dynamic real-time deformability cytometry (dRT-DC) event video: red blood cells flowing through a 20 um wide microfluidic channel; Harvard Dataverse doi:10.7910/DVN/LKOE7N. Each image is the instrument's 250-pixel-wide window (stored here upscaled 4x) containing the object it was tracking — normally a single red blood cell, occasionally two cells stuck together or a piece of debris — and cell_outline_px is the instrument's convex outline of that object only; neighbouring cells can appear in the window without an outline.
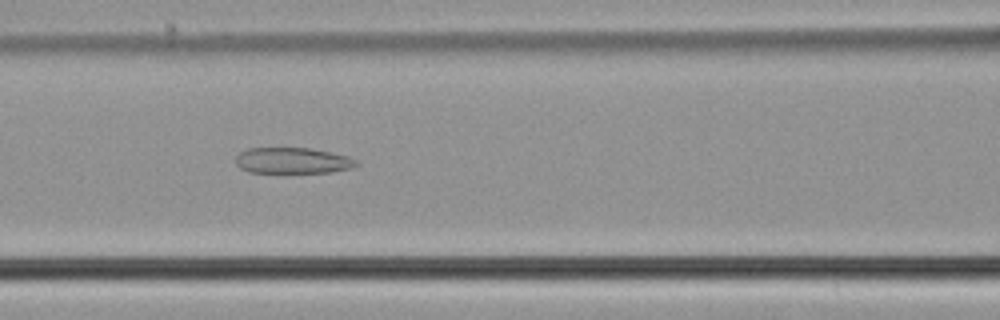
{"species": "common noctule bat (a hibernating species)", "species_latin": "Nyctalus noctula", "temperature_condition": "cold", "stored_images_in_passage": 52, "camera_frame_rate_fps": 3000, "um_per_image_px": 0.085, "animal": {"sex": "male", "body_mass_g": 21.5, "forearm_length_mm": 52.0}, "frame": {"image": 1, "passage_image": 23, "time_ms": 7.333, "image_size_px": [1000, 320], "cell_outline_px": [[360, 164], [352, 168], [332, 172], [284, 176], [248, 172], [240, 168], [236, 164], [236, 156], [240, 152], [248, 148], [308, 148], [348, 156], [356, 160]], "centroid_in_image_um": [24.85, 13.72], "position_along_channel_um": 141.8, "area_um2": 19.36}}
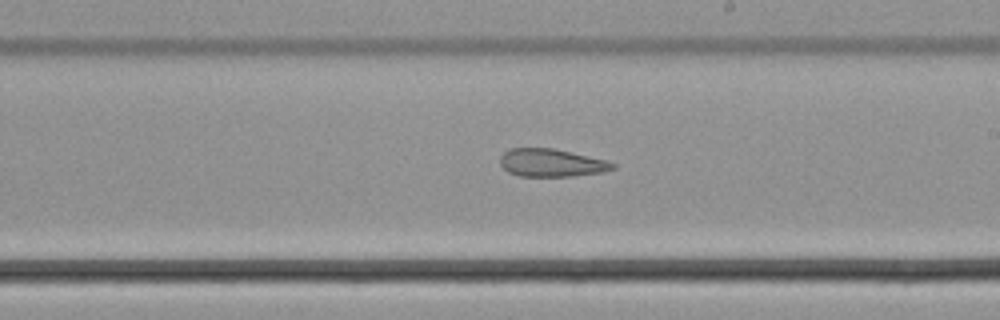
{"frame": {"image": 2, "passage_image": 31, "time_ms": 10.0, "image_size_px": [1000, 320], "cell_outline_px": [[616, 168], [604, 172], [572, 176], [520, 176], [508, 172], [500, 164], [500, 156], [508, 148], [552, 148], [604, 160], [616, 164]], "centroid_in_image_um": [46.84, 13.84], "position_along_channel_um": 242.2, "area_um2": 18.15}}
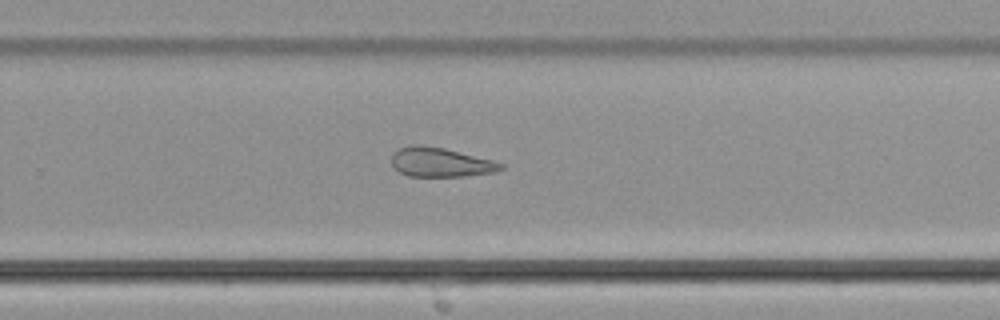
{"frame": {"image": 3, "passage_image": 35, "time_ms": 11.333, "image_size_px": [1000, 320], "cell_outline_px": [[504, 168], [496, 172], [460, 176], [408, 176], [392, 168], [392, 152], [408, 144], [420, 144], [444, 148], [492, 160], [504, 164]], "centroid_in_image_um": [37.4, 13.78], "position_along_channel_um": 292.4, "area_um2": 18.73}}